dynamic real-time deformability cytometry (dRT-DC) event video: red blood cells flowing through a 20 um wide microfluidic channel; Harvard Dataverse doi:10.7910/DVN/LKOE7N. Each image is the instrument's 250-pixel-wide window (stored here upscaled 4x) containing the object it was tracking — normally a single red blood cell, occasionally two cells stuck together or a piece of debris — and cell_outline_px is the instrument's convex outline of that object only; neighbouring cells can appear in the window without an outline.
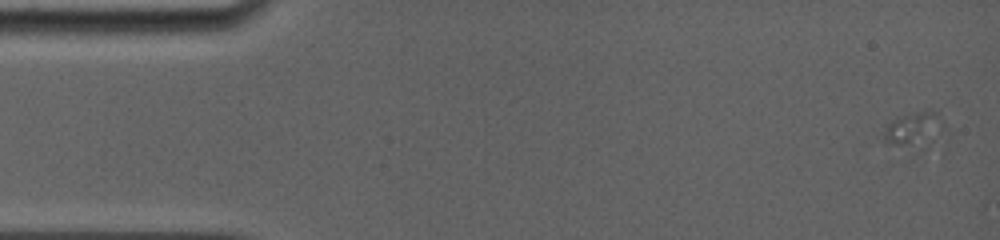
{"species": "common noctule bat (a hibernating species)", "species_latin": "Nyctalus noctula", "temperature_condition": "room temperature", "stored_images_in_passage": 10, "camera_frame_rate_fps": 5000, "um_per_image_px": 0.085, "animal": {"sex": "female", "body_mass_g": 19.0, "forearm_length_mm": 56.7}, "frame": {"image": 1, "passage_image": 1, "time_ms": 0.0, "image_size_px": [1000, 240], "cell_outline_px": [[948, 140], [944, 156], [916, 152], [888, 144], [884, 140], [884, 132], [888, 124], [896, 116], [912, 112], [936, 112], [948, 128]], "centroid_in_image_um": [78.06, 11.3], "position_along_channel_um": 6.9, "area_um2": 15.84}}
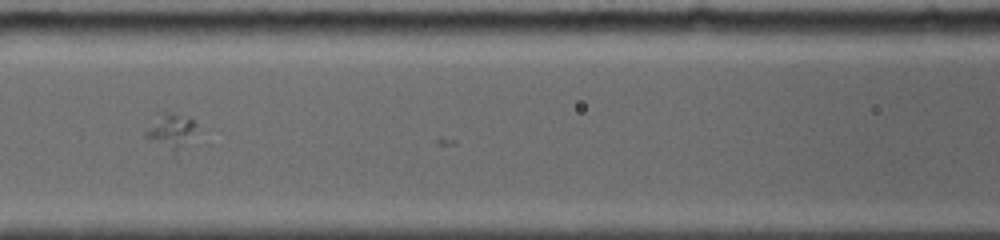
{"frame": {"image": 2, "passage_image": 7, "time_ms": 7.4, "image_size_px": [1000, 240], "cell_outline_px": [[196, 124], [176, 164], [144, 136], [144, 132], [160, 112], [168, 112], [192, 120]], "centroid_in_image_um": [14.46, 11.38], "position_along_channel_um": 152.1, "area_um2": 11.27}}
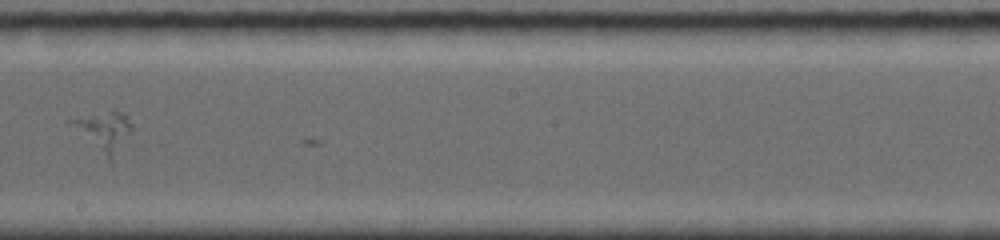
{"frame": {"image": 3, "passage_image": 9, "time_ms": 9.8, "image_size_px": [1000, 240], "cell_outline_px": [[132, 128], [112, 164], [68, 124], [64, 120], [112, 108], [128, 116], [132, 124]], "centroid_in_image_um": [8.8, 11.12], "position_along_channel_um": 239.4, "area_um2": 14.45}}